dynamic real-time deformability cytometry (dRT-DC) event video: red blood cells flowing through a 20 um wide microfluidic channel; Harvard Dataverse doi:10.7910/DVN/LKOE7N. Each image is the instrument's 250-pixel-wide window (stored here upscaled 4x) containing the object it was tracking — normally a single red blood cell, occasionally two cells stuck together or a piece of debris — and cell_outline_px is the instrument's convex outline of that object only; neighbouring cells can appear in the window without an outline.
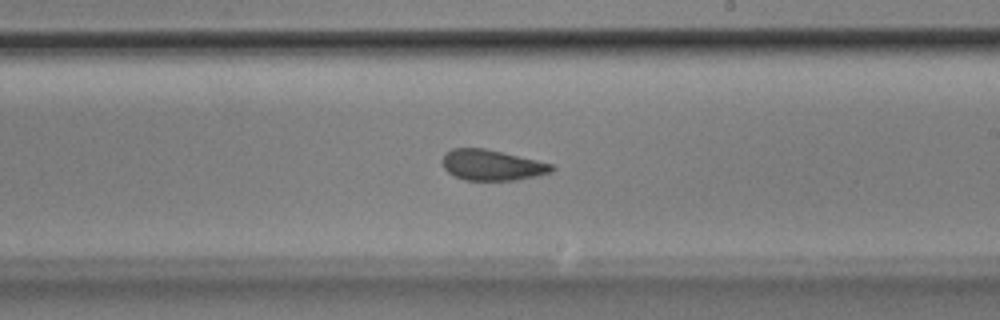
{"species": "Egyptian fruit bat (a non-hibernating species)", "species_latin": "Rousettus aegyptiacus", "temperature_condition": "room temperature", "stored_images_in_passage": 54, "camera_frame_rate_fps": 3000, "um_per_image_px": 0.085, "animal": {"sex": "male"}, "frame": {"image": 1, "passage_image": 33, "time_ms": 10.667, "image_size_px": [1000, 320], "cell_outline_px": [[556, 168], [552, 172], [516, 180], [464, 180], [448, 172], [444, 168], [444, 156], [452, 148], [484, 148], [536, 160], [552, 164]], "centroid_in_image_um": [41.84, 14.04], "position_along_channel_um": 247.2, "area_um2": 19.19}}
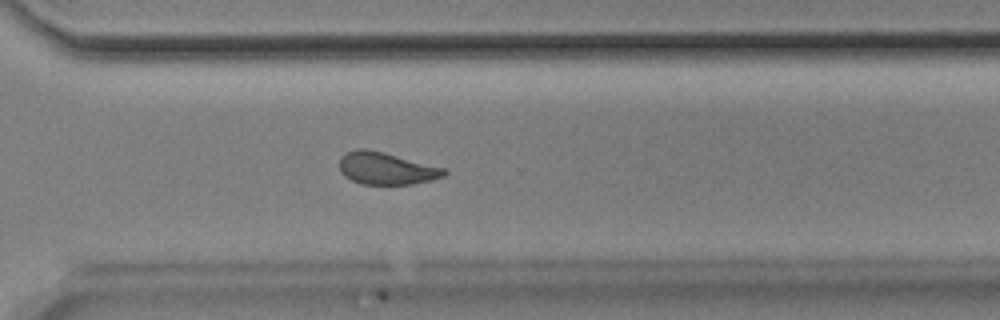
{"frame": {"image": 2, "passage_image": 40, "time_ms": 13.0, "image_size_px": [1000, 320], "cell_outline_px": [[448, 172], [444, 176], [412, 184], [360, 184], [344, 176], [340, 172], [340, 156], [356, 148], [368, 148], [384, 152], [444, 168]], "centroid_in_image_um": [32.79, 14.3], "position_along_channel_um": 337.8, "area_um2": 19.59}}
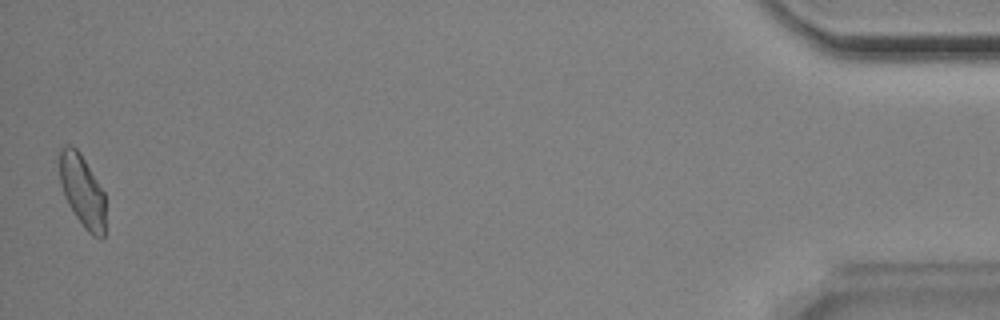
{"frame": {"image": 3, "passage_image": 54, "time_ms": 17.667, "image_size_px": [1000, 320], "cell_outline_px": [[104, 236], [100, 240], [92, 236], [84, 228], [68, 204], [64, 196], [60, 184], [60, 148], [64, 144], [72, 144], [80, 152], [104, 192]], "centroid_in_image_um": [6.98, 16.21], "position_along_channel_um": 428.2, "area_um2": 19.36}}